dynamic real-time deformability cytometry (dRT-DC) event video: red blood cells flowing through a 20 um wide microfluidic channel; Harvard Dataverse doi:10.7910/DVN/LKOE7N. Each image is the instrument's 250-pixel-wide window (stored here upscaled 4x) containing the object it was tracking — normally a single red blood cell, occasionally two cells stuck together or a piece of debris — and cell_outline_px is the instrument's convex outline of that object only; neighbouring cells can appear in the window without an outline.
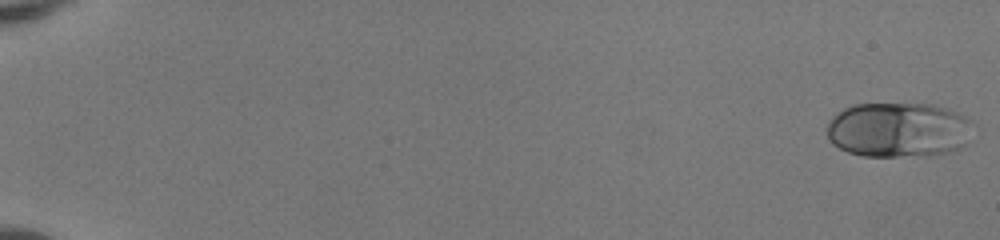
{"species": "human", "species_latin": "Homo sapiens", "temperature_condition": "room temperature", "stored_images_in_passage": 51, "camera_frame_rate_fps": 3000, "um_per_image_px": 0.085, "donor": {"sex": "female"}, "frame": {"image": 1, "passage_image": 1, "time_ms": 0.0, "image_size_px": [1000, 240], "cell_outline_px": [[976, 124], [964, 144], [948, 152], [928, 156], [864, 156], [848, 152], [832, 144], [828, 140], [828, 120], [836, 112], [852, 104], [932, 104], [948, 108], [972, 120]], "centroid_in_image_um": [76.36, 11.03], "position_along_channel_um": 8.6, "area_um2": 47.28}}
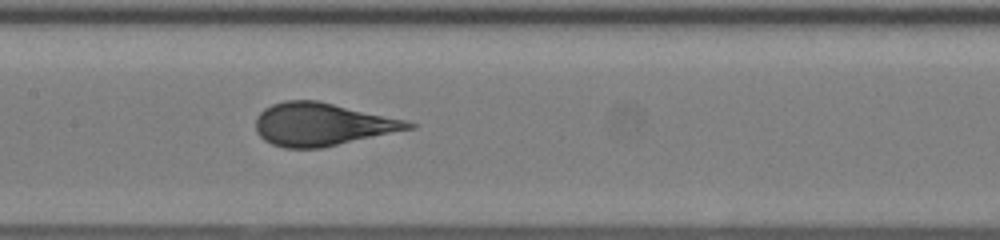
{"frame": {"image": 2, "passage_image": 28, "time_ms": 9.0, "image_size_px": [1000, 240], "cell_outline_px": [[416, 128], [324, 148], [284, 148], [272, 144], [264, 140], [256, 132], [256, 116], [264, 108], [272, 104], [284, 100], [316, 100], [404, 120], [416, 124]], "centroid_in_image_um": [27.35, 10.58], "position_along_channel_um": 180.0, "area_um2": 38.15}}
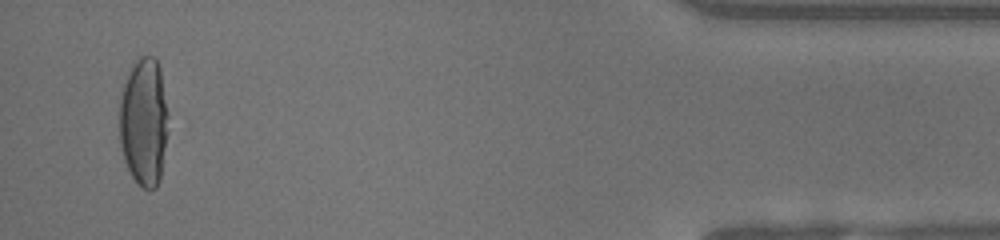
{"frame": {"image": 3, "passage_image": 50, "time_ms": 16.333, "image_size_px": [1000, 240], "cell_outline_px": [[168, 132], [160, 180], [156, 188], [148, 192], [132, 176], [124, 160], [120, 144], [120, 96], [132, 60], [140, 56], [156, 56], [160, 68], [168, 116]], "centroid_in_image_um": [12.24, 10.33], "position_along_channel_um": 423.0, "area_um2": 36.99}, "authors_computed_cell_mechanics": {"area_um2": 38.6682, "velocity_mm_per_s": 4.1372, "shape_relaxation_time_tau1_ms": 4.87, "shape_relaxation_time_tau2_ms": null, "deformation_change_tau1": 0.2379, "deformation_change_tau2": null}}